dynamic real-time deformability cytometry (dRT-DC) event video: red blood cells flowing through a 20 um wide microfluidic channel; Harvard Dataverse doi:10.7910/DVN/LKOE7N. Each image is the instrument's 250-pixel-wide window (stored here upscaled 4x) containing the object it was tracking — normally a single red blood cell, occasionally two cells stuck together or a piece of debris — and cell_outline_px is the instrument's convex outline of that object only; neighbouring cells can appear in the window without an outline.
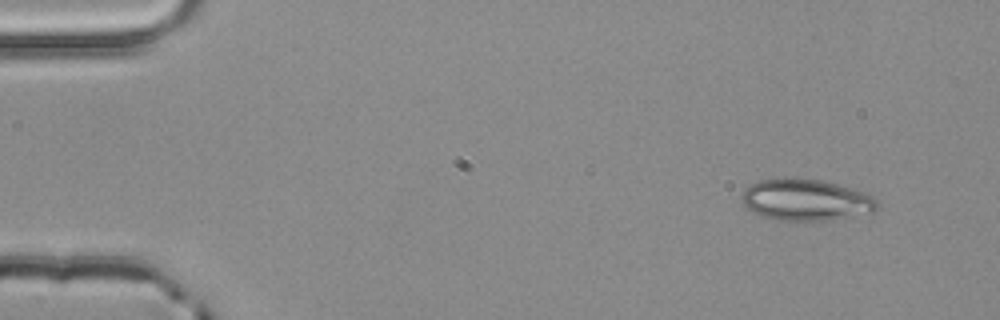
{"species": "common noctule bat (a hibernating species)", "species_latin": "Nyctalus noctula", "temperature_condition": "room temperature", "stored_images_in_passage": 4, "camera_frame_rate_fps": 3000, "um_per_image_px": 0.085, "animal": {"sex": "male", "body_mass_g": 20.4}, "frame": {"image": 1, "passage_image": 1, "time_ms": 0.0, "image_size_px": [1000, 320], "cell_outline_px": [[880, 208], [876, 212], [836, 220], [780, 220], [760, 216], [744, 208], [740, 196], [744, 188], [748, 184], [756, 180], [784, 176], [788, 176], [820, 180], [836, 184], [864, 192], [872, 196], [880, 204]], "centroid_in_image_um": [68.46, 16.98], "position_along_channel_um": 16.5, "area_um2": 33.81}}